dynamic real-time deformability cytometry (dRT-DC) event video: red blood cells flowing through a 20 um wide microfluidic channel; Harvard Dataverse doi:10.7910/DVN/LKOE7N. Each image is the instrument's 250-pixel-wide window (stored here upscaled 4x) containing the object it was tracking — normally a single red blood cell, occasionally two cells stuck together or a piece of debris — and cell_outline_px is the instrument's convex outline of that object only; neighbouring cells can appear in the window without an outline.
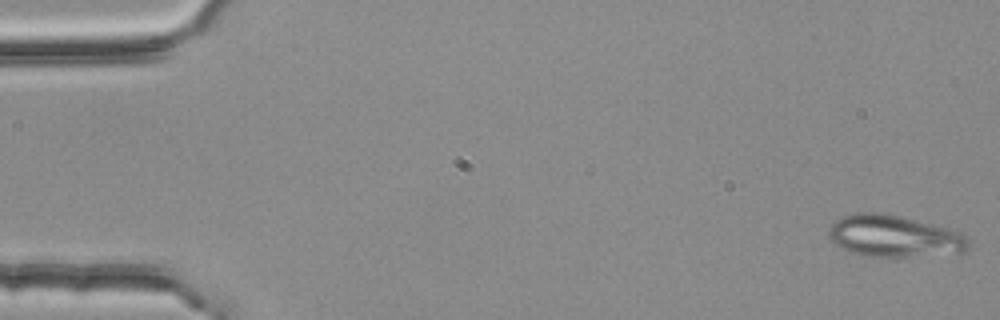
{"species": "common noctule bat (a hibernating species)", "species_latin": "Nyctalus noctula", "temperature_condition": "room temperature", "stored_images_in_passage": 45, "camera_frame_rate_fps": 3000, "um_per_image_px": 0.085, "animal": {"sex": "female", "body_mass_g": 25.1}, "frame": {"image": 1, "passage_image": 1, "time_ms": 0.0, "image_size_px": [1000, 320], "cell_outline_px": [[968, 248], [964, 252], [904, 256], [864, 256], [844, 248], [836, 244], [828, 236], [828, 228], [840, 216], [856, 212], [884, 212], [900, 216], [960, 232], [968, 240]], "centroid_in_image_um": [75.94, 20.05], "position_along_channel_um": 9.1, "area_um2": 33.47}}
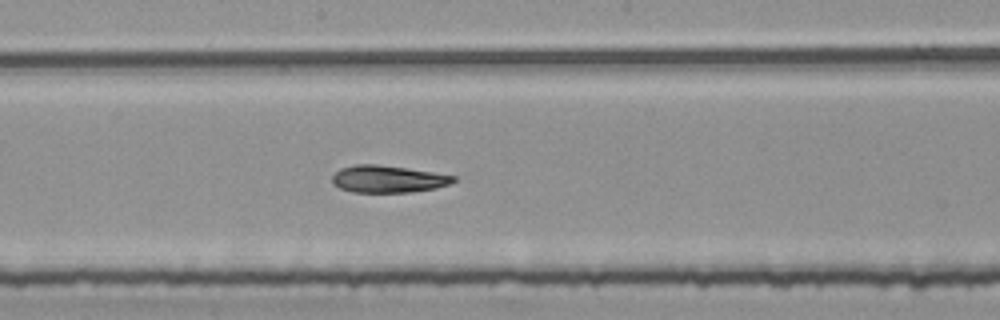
{"frame": {"image": 2, "passage_image": 29, "time_ms": 9.333, "image_size_px": [1000, 320], "cell_outline_px": [[456, 180], [448, 184], [436, 188], [412, 192], [352, 192], [340, 188], [332, 184], [332, 176], [340, 168], [356, 164], [376, 164], [432, 172], [456, 176]], "centroid_in_image_um": [32.94, 15.22], "position_along_channel_um": 215.3, "area_um2": 19.07}}
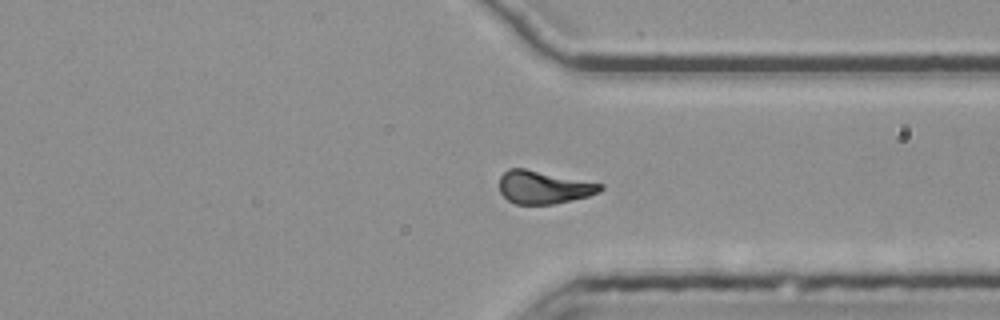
{"frame": {"image": 3, "passage_image": 41, "time_ms": 13.333, "image_size_px": [1000, 320], "cell_outline_px": [[604, 188], [588, 196], [556, 204], [516, 204], [508, 200], [500, 192], [500, 176], [508, 168], [524, 168], [604, 184]], "centroid_in_image_um": [46.2, 15.91], "position_along_channel_um": 365.2, "area_um2": 19.31}, "authors_computed_cell_mechanics": {"area_um2": 20.1722, "velocity_mm_per_s": 3.7749, "shape_relaxation_time_tau1_ms": 9.5392, "shape_relaxation_time_tau2_ms": 4.1134, "deformation_change_tau1": 0.2065, "deformation_change_tau2": 0.1111}}